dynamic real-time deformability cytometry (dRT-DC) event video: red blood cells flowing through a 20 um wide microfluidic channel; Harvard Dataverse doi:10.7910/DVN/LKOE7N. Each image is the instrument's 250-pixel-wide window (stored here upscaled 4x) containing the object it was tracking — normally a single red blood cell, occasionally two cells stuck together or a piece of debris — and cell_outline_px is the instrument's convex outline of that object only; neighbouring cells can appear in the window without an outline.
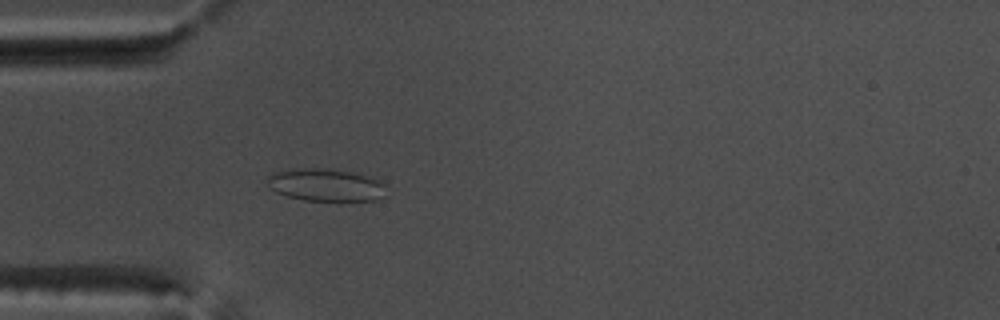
{"species": "common noctule bat (a hibernating species)", "species_latin": "Nyctalus noctula", "temperature_condition": "warm", "stored_images_in_passage": 54, "camera_frame_rate_fps": 3000, "um_per_image_px": 0.085, "animal": {"sex": "male", "body_mass_g": 17.5, "forearm_length_mm": 52.3}, "frame": {"image": 1, "passage_image": 17, "time_ms": 5.333, "image_size_px": [1000, 320], "cell_outline_px": [[384, 196], [376, 200], [304, 200], [288, 196], [276, 192], [268, 188], [268, 176], [272, 172], [296, 168], [332, 168], [352, 172], [380, 180], [384, 184]], "centroid_in_image_um": [27.65, 15.7], "position_along_channel_um": 57.3, "area_um2": 22.54}}
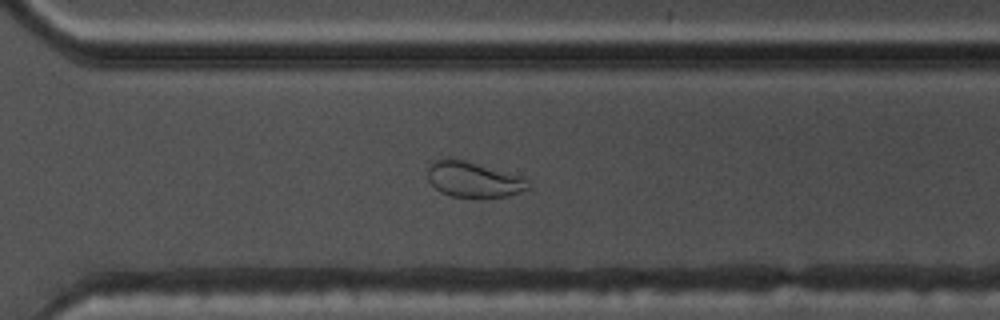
{"frame": {"image": 2, "passage_image": 39, "time_ms": 12.667, "image_size_px": [1000, 320], "cell_outline_px": [[532, 184], [528, 188], [520, 192], [508, 196], [488, 200], [480, 200], [452, 196], [440, 192], [428, 180], [428, 164], [432, 160], [448, 156], [452, 156], [524, 176]], "centroid_in_image_um": [40.26, 15.26], "position_along_channel_um": 330.3, "area_um2": 22.14}}
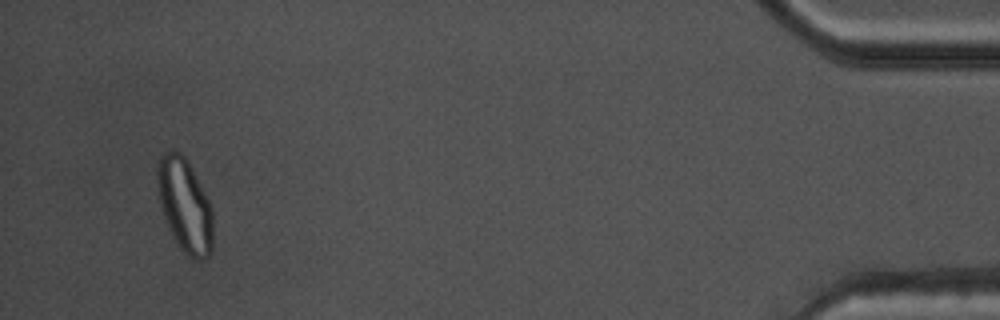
{"frame": {"image": 3, "passage_image": 52, "time_ms": 17.0, "image_size_px": [1000, 320], "cell_outline_px": [[212, 252], [208, 260], [192, 260], [180, 248], [172, 236], [164, 216], [160, 204], [156, 180], [156, 164], [160, 156], [164, 152], [172, 148], [180, 152], [184, 156], [208, 200], [212, 208]], "centroid_in_image_um": [15.69, 17.47], "position_along_channel_um": 419.5, "area_um2": 30.52}, "authors_computed_cell_mechanics": {"area_um2": 25.3742, "velocity_mm_per_s": 3.7903, "shape_relaxation_time_tau1_ms": null, "shape_relaxation_time_tau2_ms": 1.31, "deformation_change_tau1": null, "deformation_change_tau2": 0.0691}}